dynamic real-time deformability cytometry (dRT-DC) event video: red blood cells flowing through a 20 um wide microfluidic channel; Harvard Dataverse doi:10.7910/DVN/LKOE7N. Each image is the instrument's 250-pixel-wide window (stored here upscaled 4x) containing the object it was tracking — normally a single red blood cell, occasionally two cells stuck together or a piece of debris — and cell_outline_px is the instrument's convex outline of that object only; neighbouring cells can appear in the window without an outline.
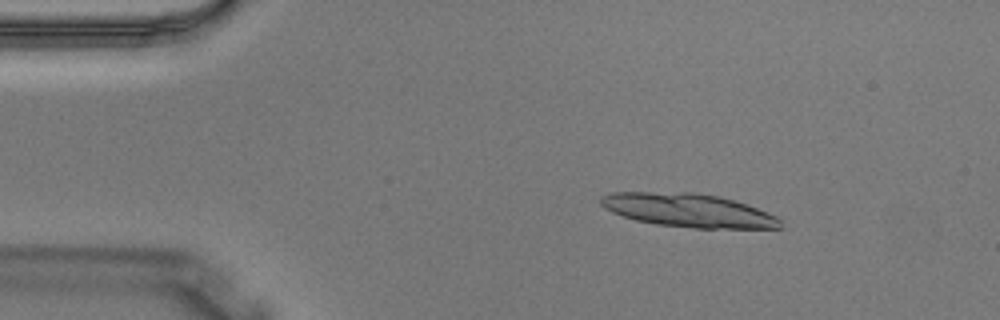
{"species": "Egyptian fruit bat (a non-hibernating species)", "species_latin": "Rousettus aegyptiacus", "temperature_condition": "warm", "stored_images_in_passage": 4, "camera_frame_rate_fps": 3000, "um_per_image_px": 0.085, "animal": {"sex": "male"}, "frame": {"image": 1, "passage_image": 2, "time_ms": 0.333, "image_size_px": [1000, 320], "cell_outline_px": [[784, 220], [780, 228], [692, 228], [656, 224], [636, 220], [612, 212], [604, 208], [600, 204], [600, 200], [604, 196], [612, 192], [692, 192], [720, 196], [748, 204], [776, 216]], "centroid_in_image_um": [58.54, 17.88], "position_along_channel_um": 26.5, "area_um2": 35.14}}